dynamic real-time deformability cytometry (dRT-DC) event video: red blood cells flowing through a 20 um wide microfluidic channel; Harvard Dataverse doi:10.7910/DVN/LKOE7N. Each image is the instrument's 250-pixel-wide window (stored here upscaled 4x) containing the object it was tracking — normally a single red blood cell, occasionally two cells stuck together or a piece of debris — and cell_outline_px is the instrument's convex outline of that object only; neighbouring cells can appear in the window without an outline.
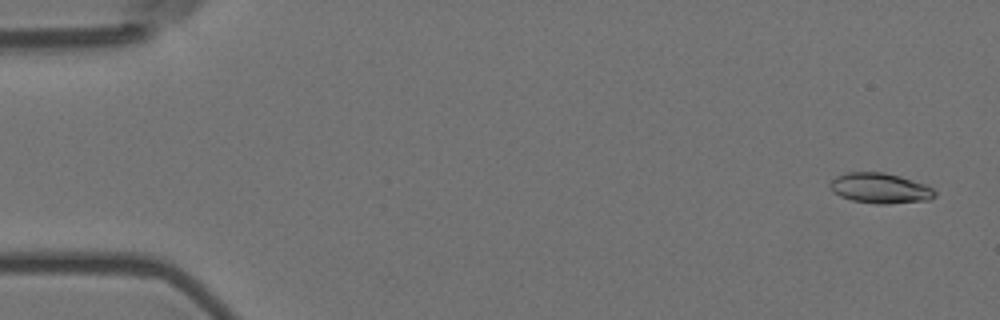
{"species": "Egyptian fruit bat (a non-hibernating species)", "species_latin": "Rousettus aegyptiacus", "temperature_condition": "room temperature", "stored_images_in_passage": 5, "camera_frame_rate_fps": 3000, "um_per_image_px": 0.085, "animal": {"sex": "female"}, "frame": {"image": 1, "passage_image": 1, "time_ms": 0.0, "image_size_px": [1000, 320], "cell_outline_px": [[936, 196], [928, 200], [888, 204], [876, 204], [852, 200], [840, 196], [832, 192], [828, 188], [828, 184], [836, 176], [848, 172], [884, 172], [900, 176], [924, 184], [932, 188], [936, 192]], "centroid_in_image_um": [74.77, 16.0], "position_along_channel_um": 10.2, "area_um2": 18.61}}
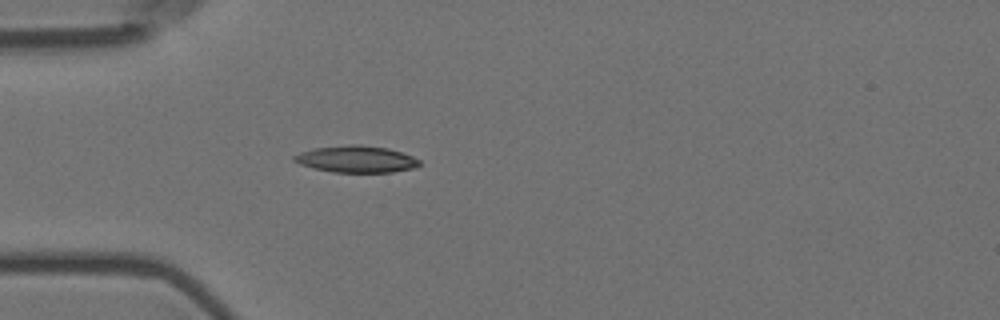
{"frame": {"image": 2, "passage_image": 5, "time_ms": 1.333, "image_size_px": [1000, 320], "cell_outline_px": [[420, 164], [412, 168], [392, 172], [332, 172], [300, 164], [292, 160], [292, 156], [300, 152], [316, 148], [348, 144], [360, 144], [388, 148], [412, 156], [420, 160]], "centroid_in_image_um": [30.27, 13.52], "position_along_channel_um": 54.7, "area_um2": 19.42}}